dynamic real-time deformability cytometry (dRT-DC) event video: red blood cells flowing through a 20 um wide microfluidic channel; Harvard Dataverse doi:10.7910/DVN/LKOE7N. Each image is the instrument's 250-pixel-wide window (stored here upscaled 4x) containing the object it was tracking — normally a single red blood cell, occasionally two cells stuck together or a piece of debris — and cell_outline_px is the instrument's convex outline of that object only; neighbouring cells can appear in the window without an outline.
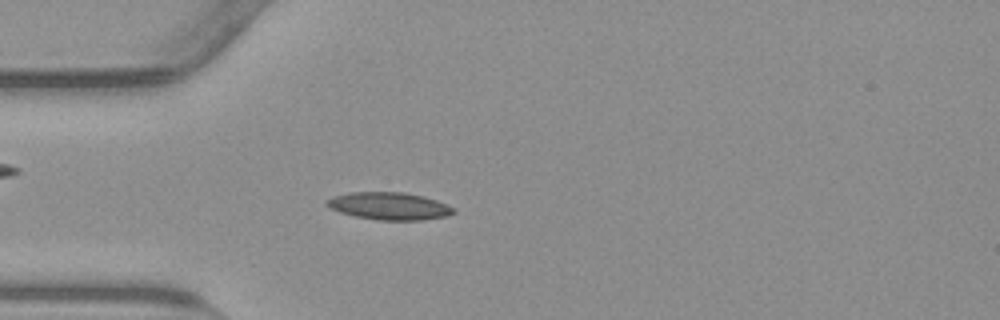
{"species": "common noctule bat (a hibernating species)", "species_latin": "Nyctalus noctula", "temperature_condition": "warm", "stored_images_in_passage": 54, "camera_frame_rate_fps": 3000, "um_per_image_px": 0.085, "animal": {"sex": "male", "body_mass_g": 23.1, "forearm_length_mm": 52.7}, "frame": {"image": 1, "passage_image": 15, "time_ms": 4.667, "image_size_px": [1000, 320], "cell_outline_px": [[456, 212], [444, 216], [420, 220], [376, 220], [356, 216], [340, 212], [324, 204], [324, 200], [332, 196], [348, 192], [404, 192], [424, 196], [436, 200], [452, 208]], "centroid_in_image_um": [33.01, 17.5], "position_along_channel_um": 52.0, "area_um2": 20.17}}
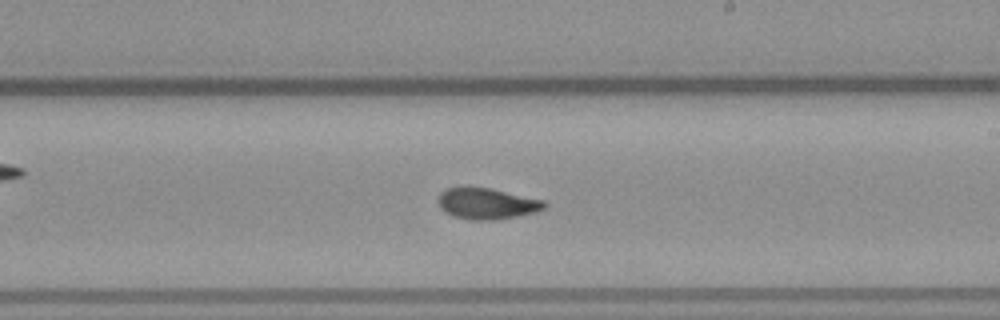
{"frame": {"image": 2, "passage_image": 31, "time_ms": 10.0, "image_size_px": [1000, 320], "cell_outline_px": [[548, 204], [544, 208], [536, 212], [516, 216], [492, 220], [472, 220], [456, 216], [440, 208], [436, 200], [440, 192], [444, 188], [492, 188], [544, 200]], "centroid_in_image_um": [41.39, 17.3], "position_along_channel_um": 247.6, "area_um2": 19.13}}
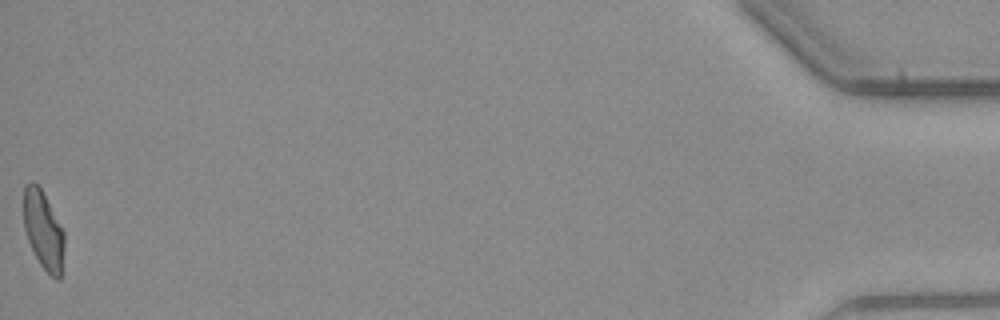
{"frame": {"image": 3, "passage_image": 54, "time_ms": 17.667, "image_size_px": [1000, 320], "cell_outline_px": [[64, 272], [60, 280], [56, 280], [40, 264], [28, 240], [24, 228], [24, 184], [32, 180], [40, 188], [64, 232]], "centroid_in_image_um": [3.71, 19.63], "position_along_channel_um": 431.5, "area_um2": 18.55}, "authors_computed_cell_mechanics": {"area_um2": 18.8717, "velocity_mm_per_s": 3.8104, "shape_relaxation_time_tau1_ms": null, "shape_relaxation_time_tau2_ms": 1.6639, "deformation_change_tau1": null, "deformation_change_tau2": 0.0668}}